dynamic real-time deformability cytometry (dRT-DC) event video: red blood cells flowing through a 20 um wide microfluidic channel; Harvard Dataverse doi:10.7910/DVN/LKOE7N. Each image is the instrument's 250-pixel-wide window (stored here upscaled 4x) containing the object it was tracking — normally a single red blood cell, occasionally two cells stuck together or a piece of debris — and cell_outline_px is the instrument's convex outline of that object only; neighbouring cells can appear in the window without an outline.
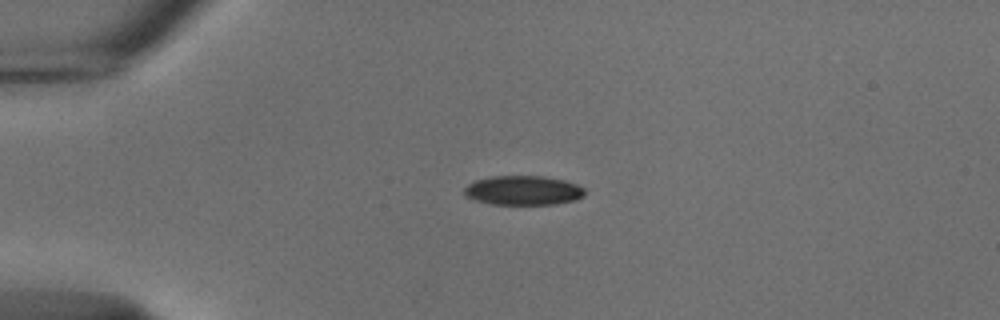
{"species": "common noctule bat (a hibernating species)", "species_latin": "Nyctalus noctula", "temperature_condition": "cold", "stored_images_in_passage": 42, "camera_frame_rate_fps": 3000, "um_per_image_px": 0.085, "animal": {"sex": "male", "body_mass_g": 18.8}, "frame": {"image": 1, "passage_image": 1, "time_ms": 0.0, "image_size_px": [1000, 320], "cell_outline_px": [[584, 196], [576, 200], [556, 204], [492, 204], [476, 200], [468, 196], [464, 192], [464, 188], [468, 184], [476, 180], [492, 176], [540, 176], [564, 180], [576, 184], [584, 188]], "centroid_in_image_um": [44.49, 16.18], "position_along_channel_um": 40.5, "area_um2": 20.46}}
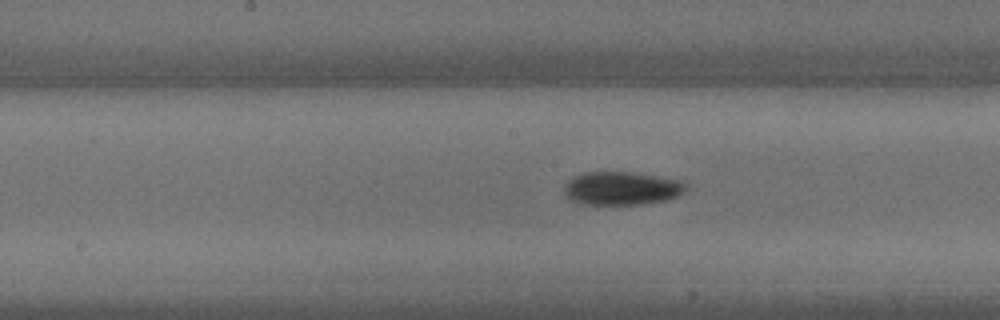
{"frame": {"image": 2, "passage_image": 16, "time_ms": 5.0, "image_size_px": [1000, 320], "cell_outline_px": [[684, 192], [676, 196], [664, 200], [644, 204], [584, 204], [568, 200], [564, 196], [564, 188], [568, 180], [572, 176], [584, 172], [632, 172], [684, 180]], "centroid_in_image_um": [52.79, 16.0], "position_along_channel_um": 195.4, "area_um2": 23.76}}
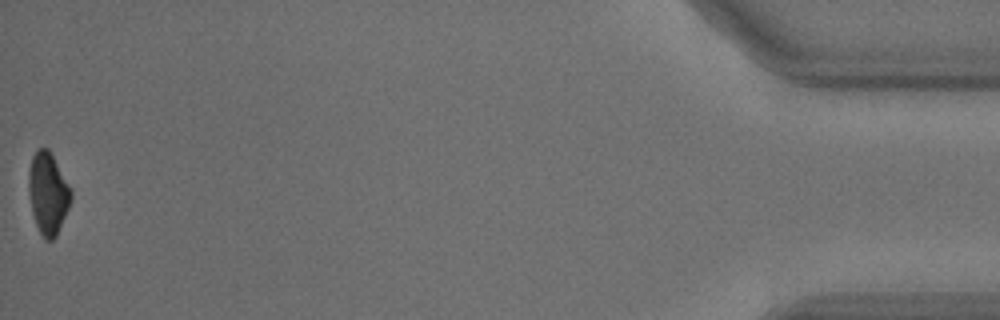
{"frame": {"image": 3, "passage_image": 42, "time_ms": 13.667, "image_size_px": [1000, 320], "cell_outline_px": [[72, 200], [56, 236], [52, 240], [44, 240], [36, 224], [32, 212], [28, 192], [28, 172], [32, 156], [40, 148], [48, 148], [72, 192]], "centroid_in_image_um": [4.06, 16.45], "position_along_channel_um": 431.1, "area_um2": 19.94}, "authors_computed_cell_mechanics": {"area_um2": 22.6865, "velocity_mm_per_s": 3.7518, "shape_relaxation_time_tau1_ms": 4.0845, "shape_relaxation_time_tau2_ms": null, "deformation_change_tau1": 0.1235, "deformation_change_tau2": null}}